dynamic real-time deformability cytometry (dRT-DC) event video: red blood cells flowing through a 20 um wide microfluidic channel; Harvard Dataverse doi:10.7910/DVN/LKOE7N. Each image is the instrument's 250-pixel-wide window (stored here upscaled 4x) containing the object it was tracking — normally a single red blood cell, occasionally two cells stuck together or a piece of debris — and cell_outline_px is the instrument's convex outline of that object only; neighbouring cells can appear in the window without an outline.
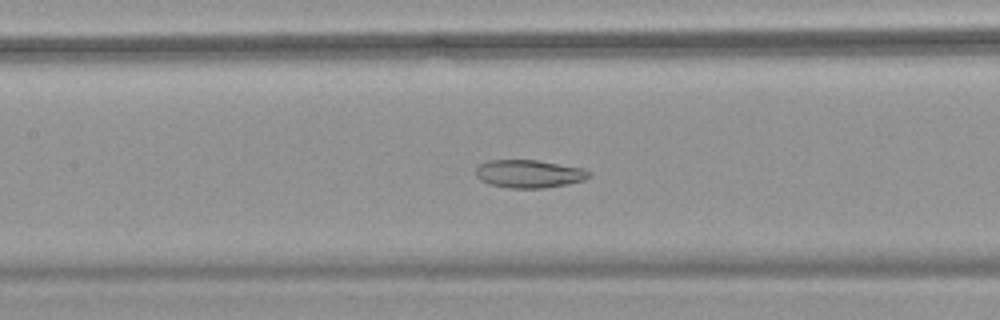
{"species": "common noctule bat (a hibernating species)", "species_latin": "Nyctalus noctula", "temperature_condition": "warm", "stored_images_in_passage": 39, "camera_frame_rate_fps": 3000, "um_per_image_px": 0.085, "animal": {"sex": "female", "body_mass_g": 18.4}, "frame": {"image": 1, "passage_image": 11, "time_ms": 3.333, "image_size_px": [1000, 320], "cell_outline_px": [[592, 176], [584, 180], [568, 184], [544, 188], [512, 188], [488, 184], [480, 180], [476, 176], [476, 168], [480, 164], [488, 160], [536, 160], [584, 168], [592, 172]], "centroid_in_image_um": [45.0, 14.77], "position_along_channel_um": 162.4, "area_um2": 18.61}}
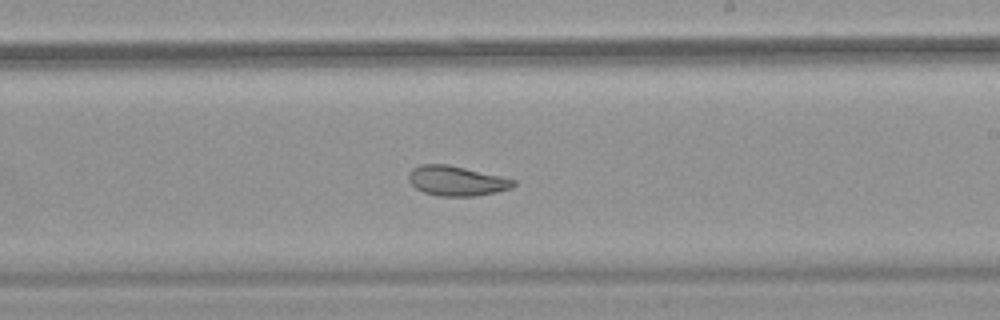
{"frame": {"image": 2, "passage_image": 18, "time_ms": 5.667, "image_size_px": [1000, 320], "cell_outline_px": [[516, 184], [512, 188], [496, 192], [476, 196], [440, 196], [424, 192], [416, 188], [408, 180], [408, 172], [412, 168], [420, 164], [448, 164], [500, 176], [516, 180]], "centroid_in_image_um": [38.79, 15.37], "position_along_channel_um": 250.2, "area_um2": 18.26}}
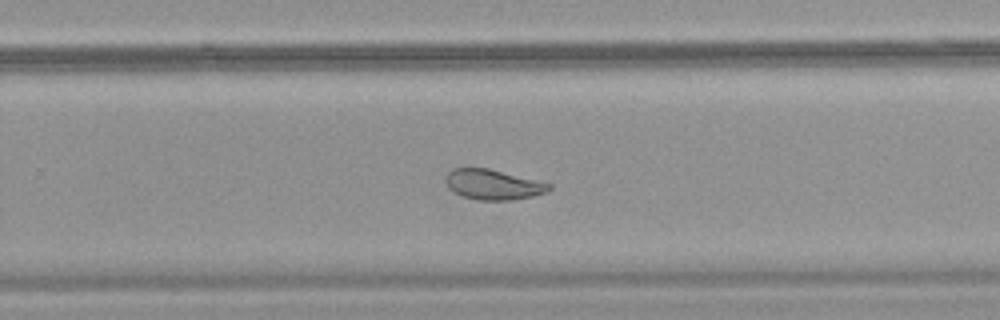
{"frame": {"image": 3, "passage_image": 21, "time_ms": 6.667, "image_size_px": [1000, 320], "cell_outline_px": [[552, 188], [548, 192], [532, 196], [512, 200], [476, 200], [452, 192], [448, 188], [444, 180], [448, 172], [452, 168], [488, 168], [552, 184]], "centroid_in_image_um": [41.89, 15.69], "position_along_channel_um": 287.9, "area_um2": 18.26}, "authors_computed_cell_mechanics": {"area_um2": 19.8254, "velocity_mm_per_s": 3.7815, "shape_relaxation_time_tau1_ms": null, "shape_relaxation_time_tau2_ms": 2.5019, "deformation_change_tau1": null, "deformation_change_tau2": 0.0865}}